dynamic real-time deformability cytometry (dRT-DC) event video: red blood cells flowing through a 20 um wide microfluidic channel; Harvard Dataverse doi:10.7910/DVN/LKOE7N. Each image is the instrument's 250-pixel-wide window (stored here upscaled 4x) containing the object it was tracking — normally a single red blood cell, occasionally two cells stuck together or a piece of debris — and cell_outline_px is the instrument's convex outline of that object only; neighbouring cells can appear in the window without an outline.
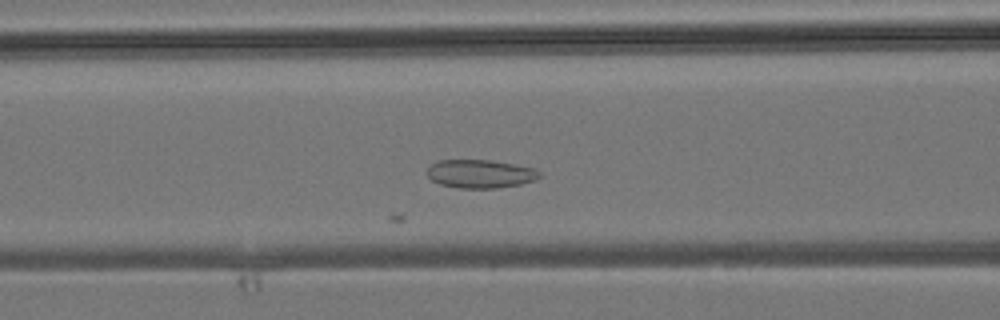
{"species": "common noctule bat (a hibernating species)", "species_latin": "Nyctalus noctula", "temperature_condition": "room temperature", "stored_images_in_passage": 13, "camera_frame_rate_fps": 3000, "um_per_image_px": 0.085, "animal": {"sex": "male", "body_mass_g": 19.2, "forearm_length_mm": 51.8}, "frame": {"image": 1, "passage_image": 5, "time_ms": 1.333, "image_size_px": [1000, 320], "cell_outline_px": [[540, 176], [536, 180], [520, 184], [496, 188], [460, 188], [440, 184], [432, 180], [428, 176], [428, 168], [436, 160], [488, 160], [536, 168], [540, 172]], "centroid_in_image_um": [40.83, 14.77], "position_along_channel_um": 125.8, "area_um2": 18.5}}
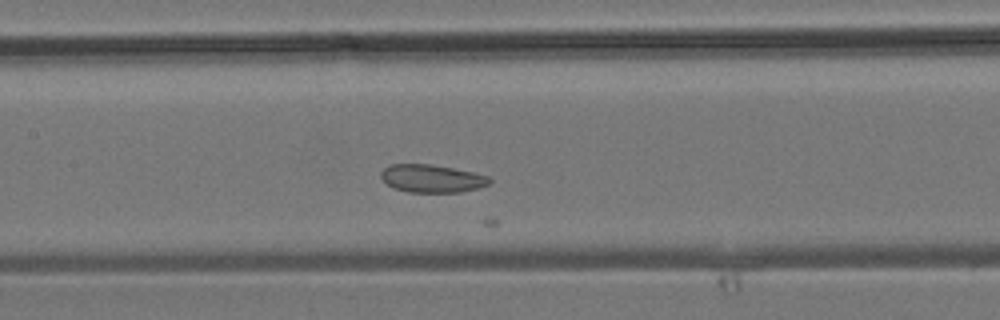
{"frame": {"image": 2, "passage_image": 8, "time_ms": 2.333, "image_size_px": [1000, 320], "cell_outline_px": [[492, 184], [480, 188], [460, 192], [408, 192], [396, 188], [388, 184], [380, 176], [380, 172], [388, 164], [432, 164], [472, 172], [488, 176], [492, 180]], "centroid_in_image_um": [36.74, 15.17], "position_along_channel_um": 170.7, "area_um2": 17.69}}